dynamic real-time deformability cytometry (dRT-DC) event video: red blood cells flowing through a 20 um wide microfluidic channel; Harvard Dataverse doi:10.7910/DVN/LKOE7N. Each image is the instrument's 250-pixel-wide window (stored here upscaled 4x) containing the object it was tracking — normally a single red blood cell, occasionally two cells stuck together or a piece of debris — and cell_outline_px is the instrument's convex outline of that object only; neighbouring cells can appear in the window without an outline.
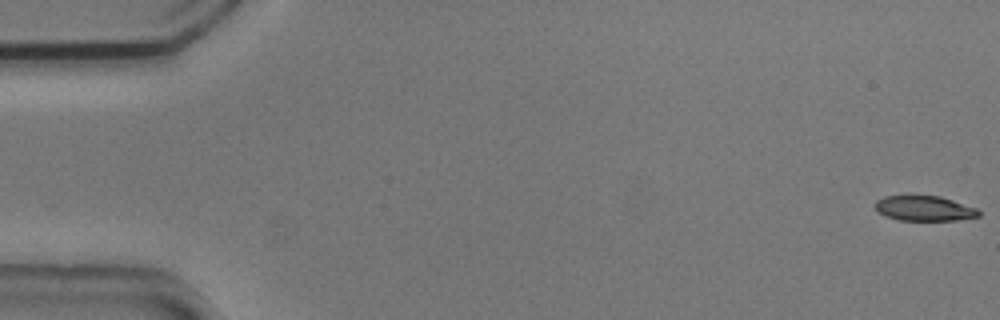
{"species": "common noctule bat (a hibernating species)", "species_latin": "Nyctalus noctula", "temperature_condition": "cold", "stored_images_in_passage": 5, "camera_frame_rate_fps": 3000, "um_per_image_px": 0.085, "animal": {"sex": "male", "body_mass_g": 20.5, "forearm_length_mm": 52.5}, "frame": {"image": 1, "passage_image": 1, "time_ms": 0.0, "image_size_px": [1000, 320], "cell_outline_px": [[980, 216], [956, 220], [900, 220], [884, 216], [876, 212], [876, 200], [884, 196], [912, 192], [940, 196], [976, 208], [980, 212]], "centroid_in_image_um": [78.49, 17.66], "position_along_channel_um": 6.5, "area_um2": 15.84}}
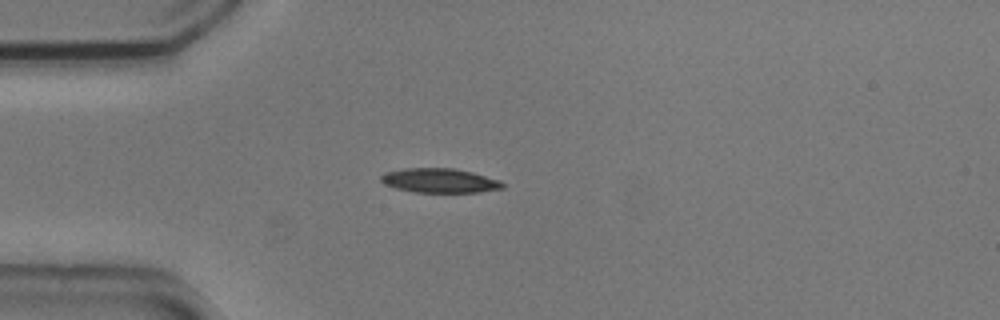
{"frame": {"image": 2, "passage_image": 5, "time_ms": 1.333, "image_size_px": [1000, 320], "cell_outline_px": [[504, 188], [480, 192], [412, 192], [396, 188], [384, 184], [380, 180], [380, 176], [384, 172], [404, 168], [452, 168], [472, 172], [500, 180], [504, 184]], "centroid_in_image_um": [37.35, 15.35], "position_along_channel_um": 47.7, "area_um2": 17.34}}